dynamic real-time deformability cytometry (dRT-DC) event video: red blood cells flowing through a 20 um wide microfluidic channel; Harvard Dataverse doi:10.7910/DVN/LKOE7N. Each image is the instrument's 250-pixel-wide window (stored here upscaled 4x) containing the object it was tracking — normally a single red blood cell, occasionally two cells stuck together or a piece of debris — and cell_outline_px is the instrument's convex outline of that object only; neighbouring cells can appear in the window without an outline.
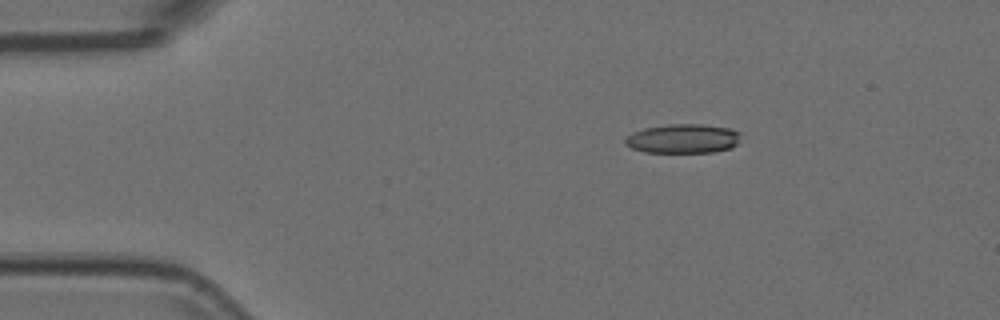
{"species": "Egyptian fruit bat (a non-hibernating species)", "species_latin": "Rousettus aegyptiacus", "temperature_condition": "room temperature", "stored_images_in_passage": 10, "camera_frame_rate_fps": 3000, "um_per_image_px": 0.085, "animal": {"sex": "female"}, "frame": {"image": 1, "passage_image": 1, "time_ms": 0.0, "image_size_px": [1000, 320], "cell_outline_px": [[740, 132], [736, 144], [732, 148], [712, 152], [644, 152], [632, 148], [624, 144], [624, 136], [632, 132], [644, 128], [668, 124], [704, 124], [732, 128]], "centroid_in_image_um": [58.02, 11.77], "position_along_channel_um": 27.0, "area_um2": 19.88}}
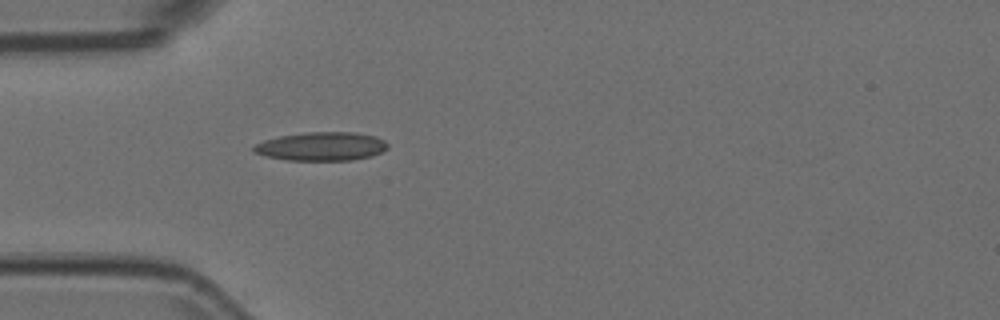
{"frame": {"image": 2, "passage_image": 8, "time_ms": 2.333, "image_size_px": [1000, 320], "cell_outline_px": [[388, 148], [372, 156], [352, 160], [288, 160], [264, 156], [252, 152], [252, 148], [256, 144], [264, 140], [280, 136], [308, 132], [356, 132], [376, 136], [384, 140], [388, 144]], "centroid_in_image_um": [27.33, 12.44], "position_along_channel_um": 57.7, "area_um2": 22.43}}